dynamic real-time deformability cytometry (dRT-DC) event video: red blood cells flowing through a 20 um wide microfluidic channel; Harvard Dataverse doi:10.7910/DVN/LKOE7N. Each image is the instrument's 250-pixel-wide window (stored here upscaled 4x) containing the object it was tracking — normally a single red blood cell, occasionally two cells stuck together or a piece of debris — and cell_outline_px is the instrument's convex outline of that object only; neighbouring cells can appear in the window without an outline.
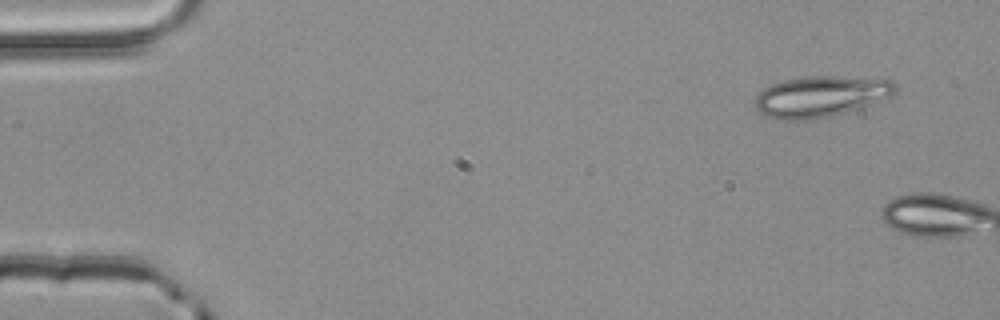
{"species": "common noctule bat (a hibernating species)", "species_latin": "Nyctalus noctula", "temperature_condition": "room temperature", "stored_images_in_passage": 2, "camera_frame_rate_fps": 3000, "um_per_image_px": 0.085, "animal": {"sex": "male", "body_mass_g": 20.4}, "frame": {"image": 1, "passage_image": 1, "time_ms": 0.0, "image_size_px": [1000, 320], "cell_outline_px": [[900, 88], [896, 92], [888, 96], [860, 108], [828, 116], [804, 120], [784, 120], [768, 116], [760, 112], [756, 108], [756, 96], [764, 88], [772, 84], [784, 80], [808, 76], [888, 76]], "centroid_in_image_um": [69.86, 8.15], "position_along_channel_um": 15.1, "area_um2": 33.81}}